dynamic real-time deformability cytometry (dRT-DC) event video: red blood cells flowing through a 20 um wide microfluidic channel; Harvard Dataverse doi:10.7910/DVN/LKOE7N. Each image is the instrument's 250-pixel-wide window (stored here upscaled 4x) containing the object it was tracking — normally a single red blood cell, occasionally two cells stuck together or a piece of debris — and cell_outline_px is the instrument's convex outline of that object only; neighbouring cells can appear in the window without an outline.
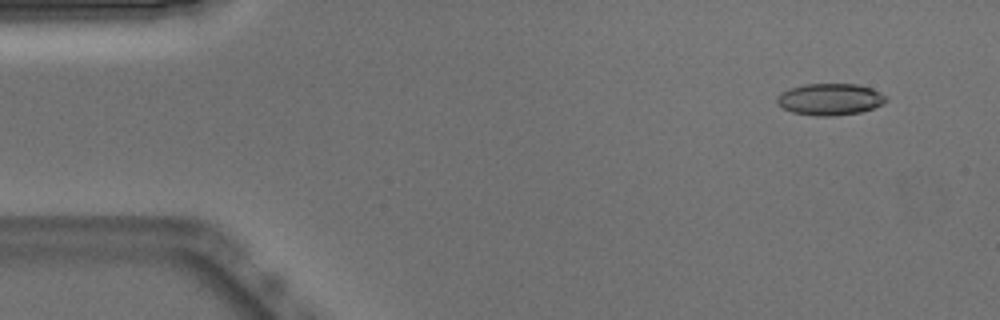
{"species": "Egyptian fruit bat (a non-hibernating species)", "species_latin": "Rousettus aegyptiacus", "temperature_condition": "warm", "stored_images_in_passage": 51, "camera_frame_rate_fps": 3000, "um_per_image_px": 0.085, "animal": {"sex": "male"}, "frame": {"image": 1, "passage_image": 4, "time_ms": 1.0, "image_size_px": [1000, 320], "cell_outline_px": [[888, 100], [884, 104], [860, 112], [836, 116], [816, 116], [792, 112], [776, 104], [776, 96], [780, 92], [788, 88], [804, 84], [856, 84], [872, 88], [880, 92]], "centroid_in_image_um": [70.52, 8.44], "position_along_channel_um": 14.5, "area_um2": 20.35}}
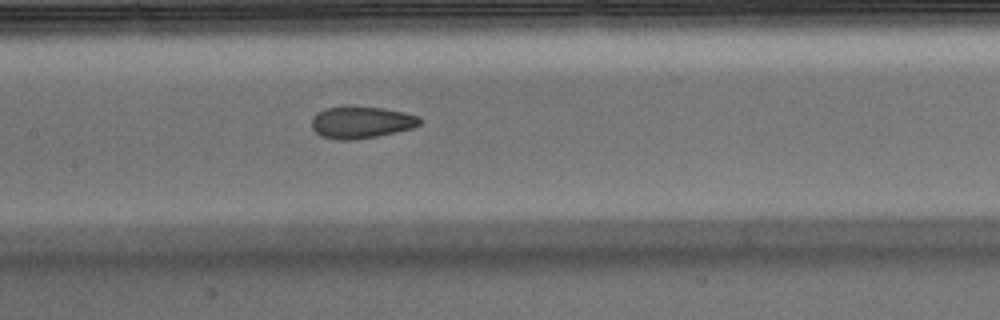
{"frame": {"image": 2, "passage_image": 24, "time_ms": 7.667, "image_size_px": [1000, 320], "cell_outline_px": [[424, 120], [420, 124], [412, 128], [396, 132], [376, 136], [352, 140], [336, 140], [324, 136], [316, 132], [312, 128], [312, 120], [320, 112], [328, 108], [344, 104], [384, 108], [404, 112], [420, 116]], "centroid_in_image_um": [30.76, 10.37], "position_along_channel_um": 176.6, "area_um2": 20.35}}
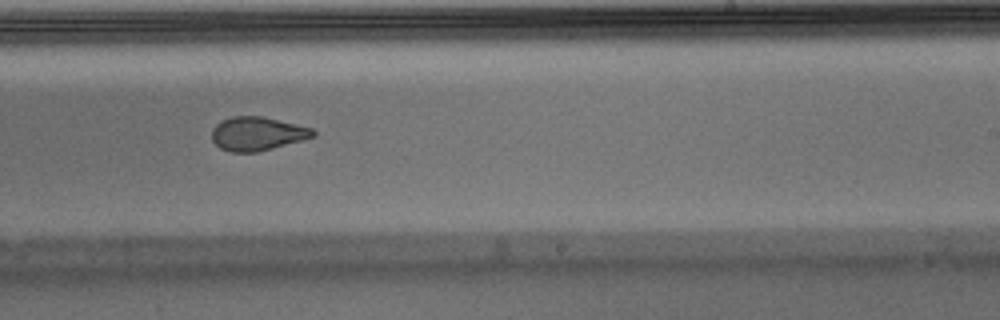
{"frame": {"image": 3, "passage_image": 31, "time_ms": 10.0, "image_size_px": [1000, 320], "cell_outline_px": [[316, 136], [272, 148], [256, 152], [232, 152], [220, 148], [212, 140], [212, 128], [220, 120], [232, 116], [260, 116], [296, 124], [312, 128], [316, 132]], "centroid_in_image_um": [21.84, 11.36], "position_along_channel_um": 267.2, "area_um2": 19.77}, "authors_computed_cell_mechanics": {"area_um2": 20.5768, "velocity_mm_per_s": 3.8899, "shape_relaxation_time_tau1_ms": 9.7097, "shape_relaxation_time_tau2_ms": 1.6961, "deformation_change_tau1": 0.2115, "deformation_change_tau2": 0.0693}}